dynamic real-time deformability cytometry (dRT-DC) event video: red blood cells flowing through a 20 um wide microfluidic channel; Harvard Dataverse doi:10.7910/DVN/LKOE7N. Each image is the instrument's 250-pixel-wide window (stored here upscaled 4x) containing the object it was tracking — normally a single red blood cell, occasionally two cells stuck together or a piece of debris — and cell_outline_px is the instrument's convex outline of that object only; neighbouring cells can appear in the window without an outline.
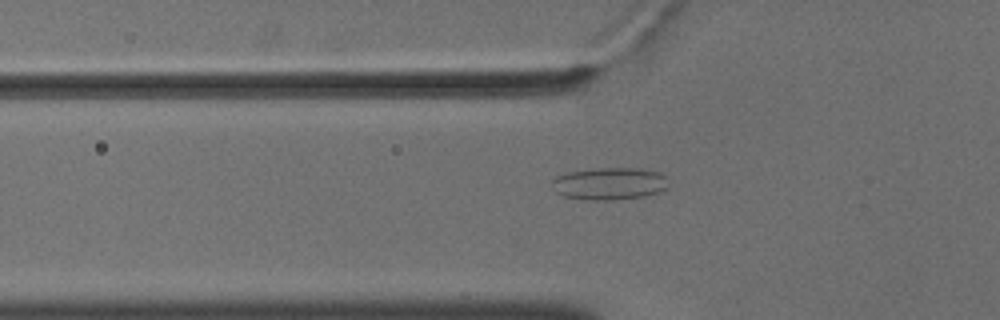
{"species": "common noctule bat (a hibernating species)", "species_latin": "Nyctalus noctula", "temperature_condition": "cold", "stored_images_in_passage": 56, "camera_frame_rate_fps": 3000, "um_per_image_px": 0.085, "animal": {"sex": "male", "body_mass_g": 18.8}, "frame": {"image": 1, "passage_image": 20, "time_ms": 6.333, "image_size_px": [1000, 320], "cell_outline_px": [[664, 188], [656, 192], [644, 196], [612, 200], [588, 200], [564, 196], [556, 192], [552, 184], [552, 180], [556, 176], [568, 172], [600, 168], [640, 168], [660, 172], [664, 176]], "centroid_in_image_um": [51.74, 15.6], "position_along_channel_um": 74.1, "area_um2": 21.56}}
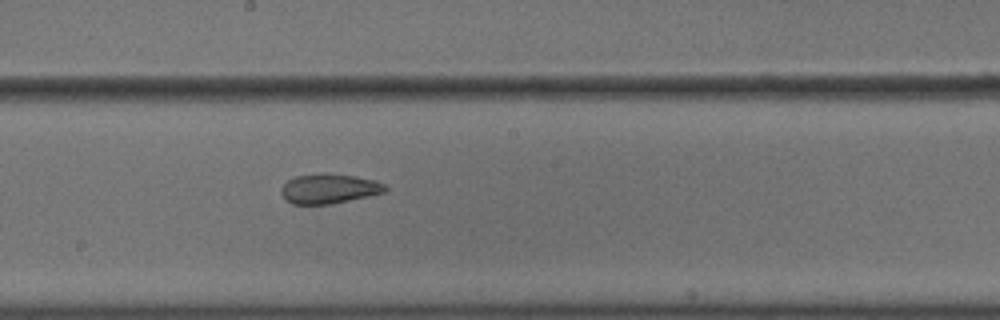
{"frame": {"image": 2, "passage_image": 32, "time_ms": 10.333, "image_size_px": [1000, 320], "cell_outline_px": [[388, 188], [384, 192], [368, 196], [328, 204], [292, 204], [284, 200], [280, 192], [280, 188], [288, 180], [296, 176], [320, 172], [352, 176], [372, 180], [384, 184]], "centroid_in_image_um": [27.89, 16.03], "position_along_channel_um": 220.3, "area_um2": 17.92}}
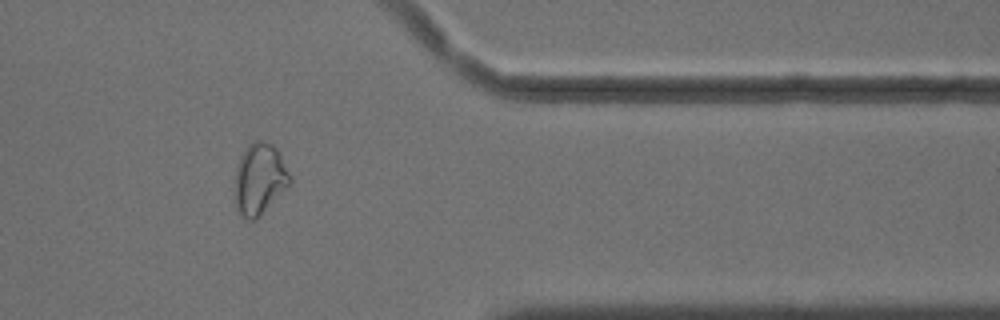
{"frame": {"image": 3, "passage_image": 47, "time_ms": 15.333, "image_size_px": [1000, 320], "cell_outline_px": [[292, 184], [252, 220], [244, 220], [236, 212], [236, 168], [240, 156], [248, 144], [256, 140], [260, 140], [272, 144], [276, 148], [292, 180]], "centroid_in_image_um": [22.05, 15.2], "position_along_channel_um": 389.3, "area_um2": 22.48}, "authors_computed_cell_mechanics": {"area_um2": 22.253, "velocity_mm_per_s": 3.6299, "shape_relaxation_time_tau1_ms": null, "shape_relaxation_time_tau2_ms": 1.6908, "deformation_change_tau1": null, "deformation_change_tau2": 0.0722}}